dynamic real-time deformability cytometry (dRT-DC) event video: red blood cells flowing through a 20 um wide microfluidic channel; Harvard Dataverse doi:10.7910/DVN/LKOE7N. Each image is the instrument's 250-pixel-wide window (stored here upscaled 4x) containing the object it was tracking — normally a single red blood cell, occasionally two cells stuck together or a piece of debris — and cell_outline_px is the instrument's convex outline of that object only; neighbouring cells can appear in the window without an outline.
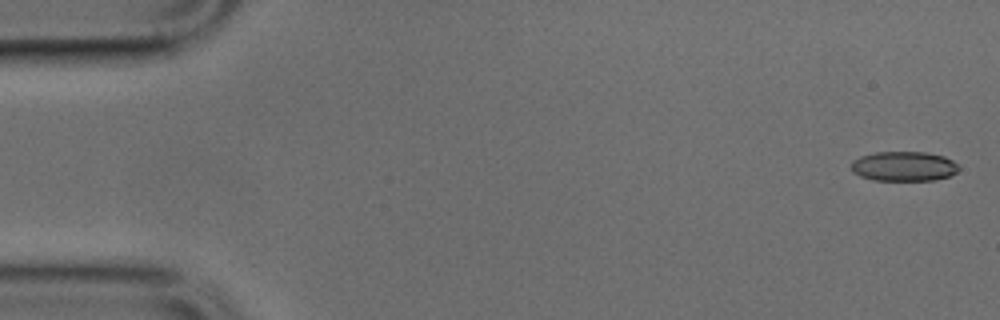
{"species": "common noctule bat (a hibernating species)", "species_latin": "Nyctalus noctula", "temperature_condition": "cold", "stored_images_in_passage": 49, "camera_frame_rate_fps": 3000, "um_per_image_px": 0.085, "animal": {"sex": "male", "body_mass_g": 17.9, "forearm_length_mm": 54.2}, "frame": {"image": 1, "passage_image": 1, "time_ms": 0.0, "image_size_px": [1000, 320], "cell_outline_px": [[960, 168], [956, 172], [948, 176], [936, 180], [872, 180], [860, 176], [852, 172], [852, 160], [860, 156], [876, 152], [928, 152], [944, 156], [952, 160]], "centroid_in_image_um": [76.81, 14.13], "position_along_channel_um": 8.2, "area_um2": 18.67}}
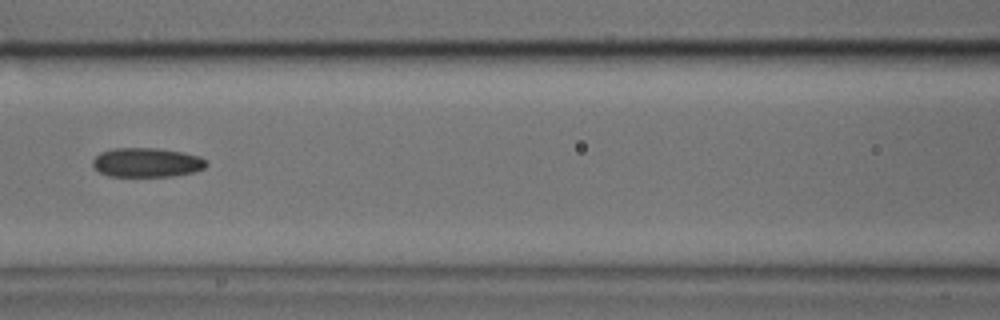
{"frame": {"image": 2, "passage_image": 21, "time_ms": 6.667, "image_size_px": [1000, 320], "cell_outline_px": [[208, 164], [204, 168], [192, 172], [172, 176], [108, 176], [100, 172], [92, 164], [92, 160], [100, 152], [112, 148], [156, 148], [184, 152], [200, 156], [208, 160]], "centroid_in_image_um": [12.49, 13.8], "position_along_channel_um": 154.1, "area_um2": 19.48}}
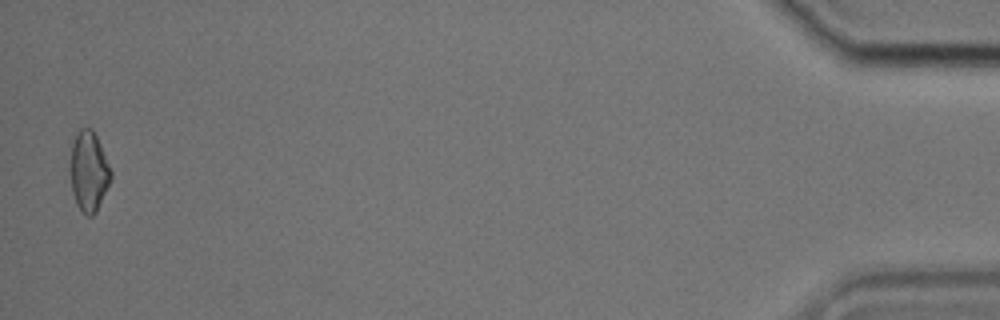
{"frame": {"image": 3, "passage_image": 48, "time_ms": 15.667, "image_size_px": [1000, 320], "cell_outline_px": [[112, 180], [96, 212], [92, 216], [88, 216], [80, 212], [76, 204], [72, 192], [68, 168], [72, 144], [76, 132], [80, 128], [92, 128], [96, 136], [112, 172]], "centroid_in_image_um": [7.52, 14.59], "position_along_channel_um": 427.7, "area_um2": 19.42}}